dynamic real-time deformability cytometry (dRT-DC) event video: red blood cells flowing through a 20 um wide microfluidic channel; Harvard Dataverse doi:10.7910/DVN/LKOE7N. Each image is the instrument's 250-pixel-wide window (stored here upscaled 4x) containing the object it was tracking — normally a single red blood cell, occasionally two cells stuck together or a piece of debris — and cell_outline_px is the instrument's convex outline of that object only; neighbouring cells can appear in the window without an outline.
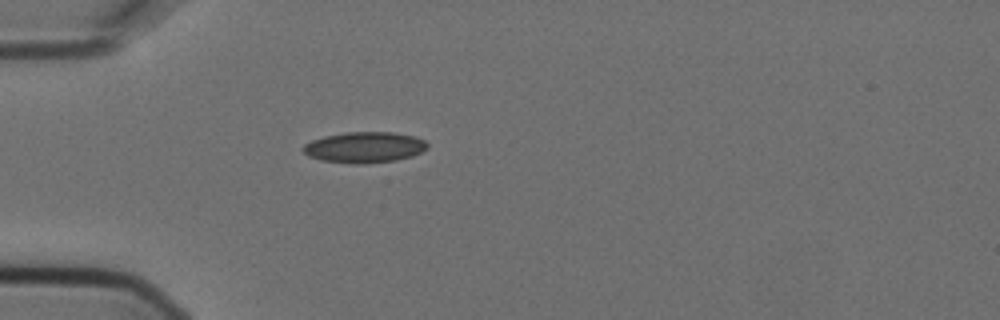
{"species": "Egyptian fruit bat (a non-hibernating species)", "species_latin": "Rousettus aegyptiacus", "temperature_condition": "cold", "stored_images_in_passage": 5, "camera_frame_rate_fps": 3000, "um_per_image_px": 0.085, "animal": {"sex": "female"}, "frame": {"image": 1, "passage_image": 5, "time_ms": 1.333, "image_size_px": [1000, 320], "cell_outline_px": [[428, 148], [412, 156], [396, 160], [364, 164], [352, 164], [320, 160], [308, 156], [300, 148], [304, 144], [312, 140], [324, 136], [344, 132], [392, 132], [416, 136], [424, 140], [428, 144]], "centroid_in_image_um": [30.96, 12.52], "position_along_channel_um": 54.0, "area_um2": 22.6}}